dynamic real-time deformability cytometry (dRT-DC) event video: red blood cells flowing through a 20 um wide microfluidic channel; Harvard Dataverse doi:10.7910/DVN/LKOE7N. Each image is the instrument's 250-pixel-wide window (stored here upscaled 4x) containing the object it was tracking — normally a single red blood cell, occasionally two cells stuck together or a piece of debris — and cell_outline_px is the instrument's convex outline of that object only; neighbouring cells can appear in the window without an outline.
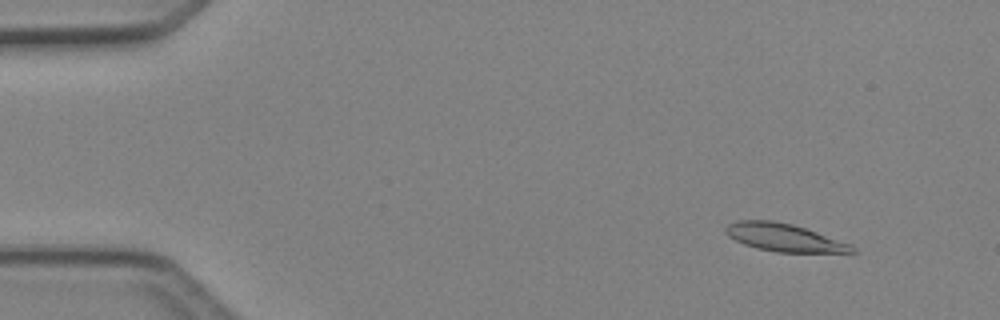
{"species": "Egyptian fruit bat (a non-hibernating species)", "species_latin": "Rousettus aegyptiacus", "temperature_condition": "cold", "stored_images_in_passage": 48, "camera_frame_rate_fps": 3000, "um_per_image_px": 0.085, "animal": {"sex": "female"}, "frame": {"image": 1, "passage_image": 5, "time_ms": 1.333, "image_size_px": [1000, 320], "cell_outline_px": [[856, 252], [776, 252], [756, 248], [744, 244], [728, 236], [724, 232], [724, 228], [728, 224], [736, 220], [772, 220], [792, 224], [852, 244], [856, 248]], "centroid_in_image_um": [66.62, 20.18], "position_along_channel_um": 18.4, "area_um2": 20.4}}
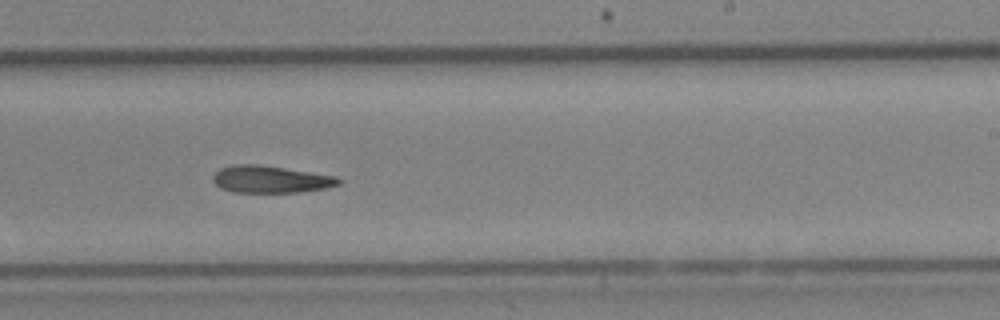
{"frame": {"image": 2, "passage_image": 30, "time_ms": 9.667, "image_size_px": [1000, 320], "cell_outline_px": [[340, 184], [324, 188], [300, 192], [232, 192], [220, 188], [212, 180], [212, 176], [220, 168], [236, 164], [256, 164], [284, 168], [336, 176], [340, 180]], "centroid_in_image_um": [22.96, 15.24], "position_along_channel_um": 266.0, "area_um2": 19.71}}
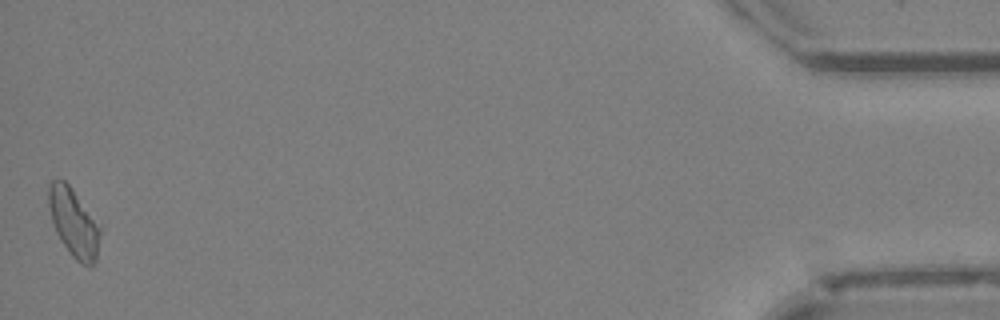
{"frame": {"image": 3, "passage_image": 48, "time_ms": 15.667, "image_size_px": [1000, 320], "cell_outline_px": [[100, 232], [96, 260], [88, 268], [80, 264], [72, 256], [60, 240], [56, 232], [52, 220], [48, 204], [48, 188], [52, 180], [64, 180], [72, 188], [100, 228]], "centroid_in_image_um": [6.24, 18.96], "position_along_channel_um": 429.0, "area_um2": 20.11}}